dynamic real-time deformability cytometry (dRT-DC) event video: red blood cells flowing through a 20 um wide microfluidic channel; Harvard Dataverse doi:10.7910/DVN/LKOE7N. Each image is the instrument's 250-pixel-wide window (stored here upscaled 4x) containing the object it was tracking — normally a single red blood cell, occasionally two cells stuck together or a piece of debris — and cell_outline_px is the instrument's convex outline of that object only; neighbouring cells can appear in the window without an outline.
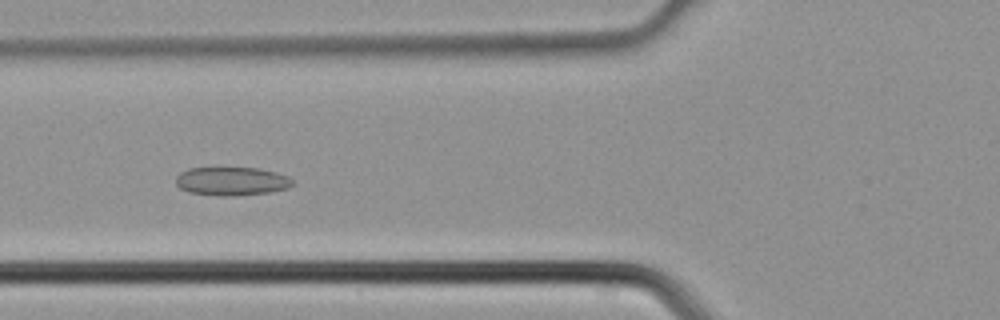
{"species": "common noctule bat (a hibernating species)", "species_latin": "Nyctalus noctula", "temperature_condition": "cold", "stored_images_in_passage": 5, "camera_frame_rate_fps": 3000, "um_per_image_px": 0.085, "animal": {"sex": "male", "body_mass_g": 21.5, "forearm_length_mm": 52.0}, "frame": {"image": 1, "passage_image": 5, "time_ms": 1.333, "image_size_px": [1000, 320], "cell_outline_px": [[292, 184], [288, 188], [268, 192], [228, 196], [220, 196], [188, 192], [180, 188], [176, 184], [176, 176], [180, 172], [188, 168], [256, 168], [288, 176], [292, 180]], "centroid_in_image_um": [19.63, 15.4], "position_along_channel_um": 106.2, "area_um2": 19.13}}